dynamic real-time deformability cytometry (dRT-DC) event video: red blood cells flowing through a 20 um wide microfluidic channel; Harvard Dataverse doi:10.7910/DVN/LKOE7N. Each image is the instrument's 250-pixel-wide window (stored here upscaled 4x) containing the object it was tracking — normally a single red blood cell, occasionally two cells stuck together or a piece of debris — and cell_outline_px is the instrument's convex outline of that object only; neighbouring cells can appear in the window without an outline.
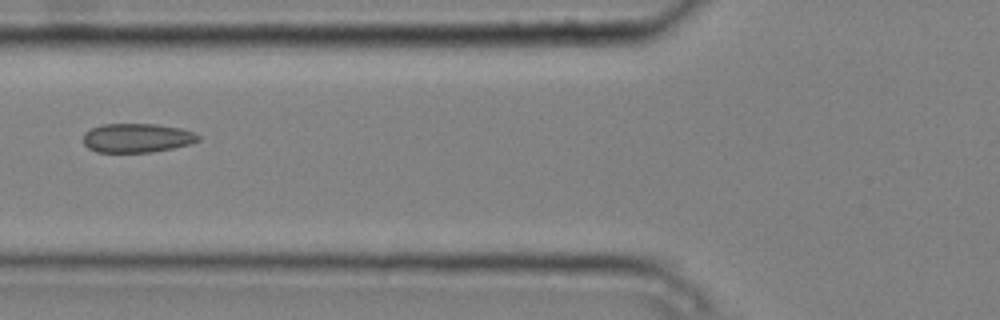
{"species": "common noctule bat (a hibernating species)", "species_latin": "Nyctalus noctula", "temperature_condition": "cold", "stored_images_in_passage": 6, "camera_frame_rate_fps": 3000, "um_per_image_px": 0.085, "animal": {"sex": "male", "body_mass_g": 20.4}, "frame": {"image": 1, "passage_image": 6, "time_ms": 1.667, "image_size_px": [1000, 320], "cell_outline_px": [[200, 140], [188, 144], [172, 148], [152, 152], [96, 152], [88, 148], [84, 144], [84, 132], [92, 128], [104, 124], [156, 124], [180, 128], [192, 132], [200, 136]], "centroid_in_image_um": [11.62, 11.73], "position_along_channel_um": 114.2, "area_um2": 19.36}}